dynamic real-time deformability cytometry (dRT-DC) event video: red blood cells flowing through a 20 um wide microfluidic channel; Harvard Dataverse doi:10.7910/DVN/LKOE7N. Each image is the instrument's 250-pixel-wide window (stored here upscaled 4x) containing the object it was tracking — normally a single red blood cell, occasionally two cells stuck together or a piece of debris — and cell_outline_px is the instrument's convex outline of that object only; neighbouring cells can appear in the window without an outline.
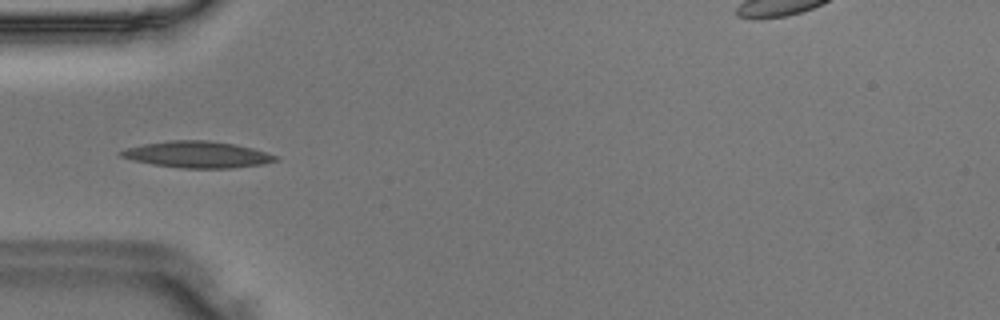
{"species": "Egyptian fruit bat (a non-hibernating species)", "species_latin": "Rousettus aegyptiacus", "temperature_condition": "room temperature", "stored_images_in_passage": 27, "camera_frame_rate_fps": 3000, "um_per_image_px": 0.085, "animal": {"sex": "male"}, "frame": {"image": 1, "passage_image": 6, "time_ms": 1.667, "image_size_px": [1000, 320], "cell_outline_px": [[280, 160], [264, 164], [232, 168], [180, 168], [152, 164], [132, 160], [120, 156], [116, 152], [124, 148], [144, 144], [168, 140], [208, 140], [236, 144], [252, 148], [280, 156]], "centroid_in_image_um": [16.78, 13.13], "position_along_channel_um": 68.2, "area_um2": 24.16}}
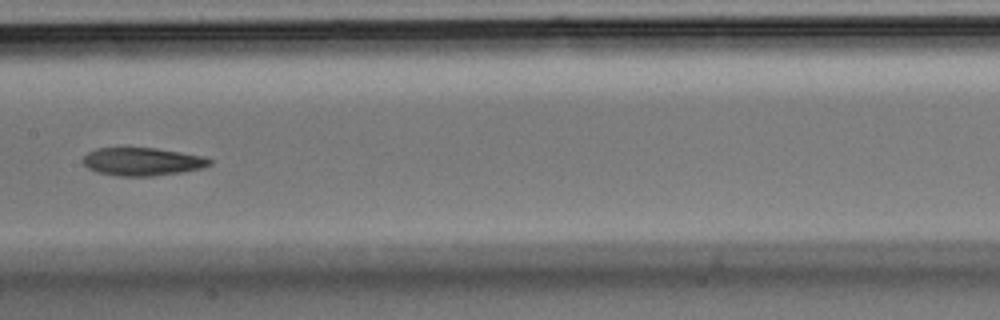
{"frame": {"image": 2, "passage_image": 15, "time_ms": 4.667, "image_size_px": [1000, 320], "cell_outline_px": [[212, 164], [204, 168], [184, 172], [152, 176], [116, 176], [96, 172], [88, 168], [80, 160], [88, 152], [96, 148], [156, 148], [204, 156], [212, 160]], "centroid_in_image_um": [12.1, 13.74], "position_along_channel_um": 195.3, "area_um2": 20.92}}
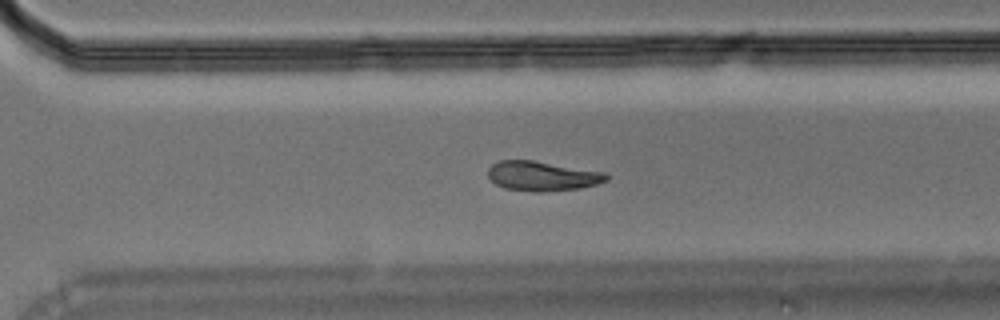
{"frame": {"image": 3, "passage_image": 21, "time_ms": 6.667, "image_size_px": [1000, 320], "cell_outline_px": [[608, 180], [596, 184], [580, 188], [540, 192], [536, 192], [504, 188], [496, 184], [488, 176], [488, 168], [492, 164], [500, 160], [532, 160], [604, 172], [608, 176]], "centroid_in_image_um": [46.07, 14.96], "position_along_channel_um": 324.5, "area_um2": 20.29}}